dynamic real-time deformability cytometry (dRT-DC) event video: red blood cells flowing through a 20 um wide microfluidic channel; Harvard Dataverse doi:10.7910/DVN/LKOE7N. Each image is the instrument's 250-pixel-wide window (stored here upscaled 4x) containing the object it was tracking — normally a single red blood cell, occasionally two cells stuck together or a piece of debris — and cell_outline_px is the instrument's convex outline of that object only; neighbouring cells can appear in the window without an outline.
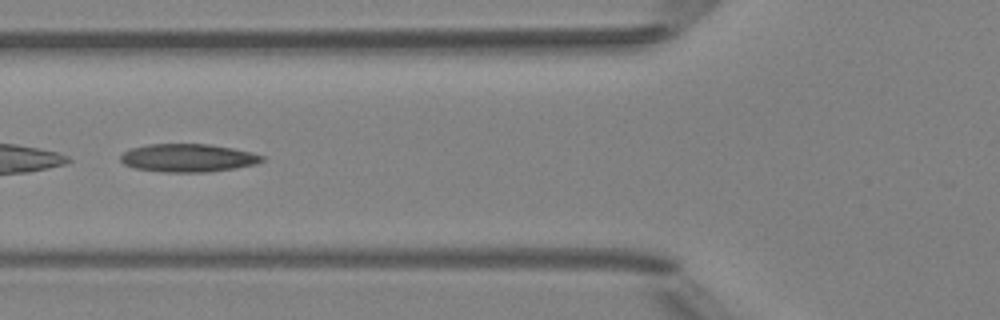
{"species": "Egyptian fruit bat (a non-hibernating species)", "species_latin": "Rousettus aegyptiacus", "temperature_condition": "room temperature", "stored_images_in_passage": 5, "camera_frame_rate_fps": 3000, "um_per_image_px": 0.085, "animal": {"sex": "female"}, "frame": {"image": 1, "passage_image": 5, "time_ms": 5.333, "image_size_px": [1000, 320], "cell_outline_px": [[264, 160], [256, 164], [236, 168], [208, 172], [164, 172], [136, 168], [124, 164], [120, 160], [120, 156], [124, 152], [132, 148], [148, 144], [208, 144], [232, 148], [252, 152], [264, 156]], "centroid_in_image_um": [16.0, 13.42], "position_along_channel_um": 109.8, "area_um2": 23.12}}